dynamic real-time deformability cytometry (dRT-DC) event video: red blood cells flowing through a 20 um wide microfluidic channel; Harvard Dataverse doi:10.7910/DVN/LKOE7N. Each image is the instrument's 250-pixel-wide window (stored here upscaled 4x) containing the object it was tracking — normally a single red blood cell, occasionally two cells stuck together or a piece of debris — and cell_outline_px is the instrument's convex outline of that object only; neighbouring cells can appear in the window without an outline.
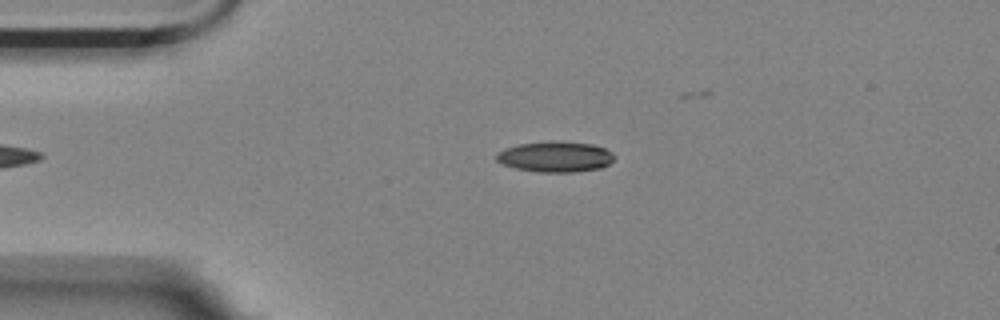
{"species": "Egyptian fruit bat (a non-hibernating species)", "species_latin": "Rousettus aegyptiacus", "temperature_condition": "room temperature", "stored_images_in_passage": 35, "camera_frame_rate_fps": 3000, "um_per_image_px": 0.085, "animal": {"sex": "female"}, "frame": {"image": 1, "passage_image": 3, "time_ms": 0.667, "image_size_px": [1000, 320], "cell_outline_px": [[616, 156], [608, 164], [600, 168], [576, 172], [536, 172], [516, 168], [504, 164], [496, 160], [496, 152], [504, 148], [520, 144], [552, 140], [556, 140], [592, 144], [604, 148], [612, 152]], "centroid_in_image_um": [47.2, 13.31], "position_along_channel_um": 37.8, "area_um2": 21.21}}
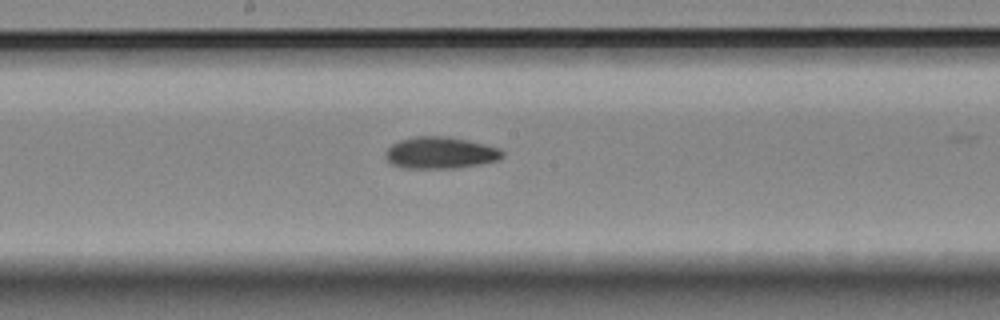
{"frame": {"image": 2, "passage_image": 20, "time_ms": 6.333, "image_size_px": [1000, 320], "cell_outline_px": [[504, 156], [500, 160], [480, 164], [456, 168], [400, 168], [392, 164], [384, 156], [384, 152], [392, 144], [400, 140], [416, 136], [444, 136], [468, 140], [500, 148], [504, 152]], "centroid_in_image_um": [37.43, 12.99], "position_along_channel_um": 210.8, "area_um2": 21.79}}
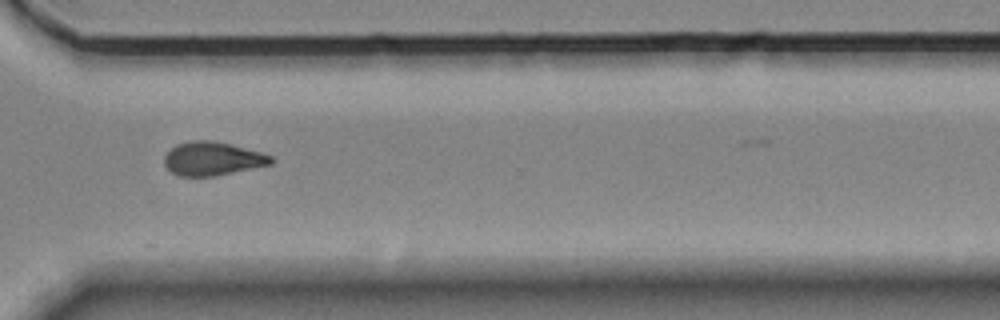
{"frame": {"image": 3, "passage_image": 32, "time_ms": 10.333, "image_size_px": [1000, 320], "cell_outline_px": [[276, 160], [272, 164], [216, 176], [180, 176], [172, 172], [164, 164], [164, 156], [176, 144], [192, 140], [212, 140], [260, 152], [272, 156]], "centroid_in_image_um": [18.07, 13.49], "position_along_channel_um": 352.5, "area_um2": 20.81}}